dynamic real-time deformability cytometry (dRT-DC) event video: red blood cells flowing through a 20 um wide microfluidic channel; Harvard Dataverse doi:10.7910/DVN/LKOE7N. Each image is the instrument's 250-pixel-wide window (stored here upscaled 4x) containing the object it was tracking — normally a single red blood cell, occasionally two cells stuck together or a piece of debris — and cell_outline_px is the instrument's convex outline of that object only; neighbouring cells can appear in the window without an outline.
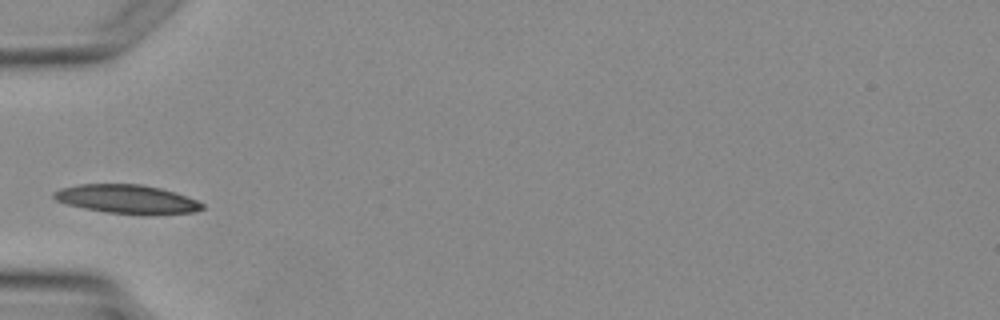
{"species": "Egyptian fruit bat (a non-hibernating species)", "species_latin": "Rousettus aegyptiacus", "temperature_condition": "warm", "stored_images_in_passage": 4, "camera_frame_rate_fps": 3000, "um_per_image_px": 0.085, "animal": {"sex": "female"}, "frame": {"image": 1, "passage_image": 4, "time_ms": 3.667, "image_size_px": [1000, 320], "cell_outline_px": [[204, 208], [196, 212], [152, 216], [148, 216], [104, 212], [84, 208], [68, 204], [56, 200], [52, 196], [52, 192], [60, 188], [76, 184], [140, 184], [160, 188], [176, 192], [196, 200], [204, 204]], "centroid_in_image_um": [10.82, 16.95], "position_along_channel_um": 74.2, "area_um2": 25.43}}